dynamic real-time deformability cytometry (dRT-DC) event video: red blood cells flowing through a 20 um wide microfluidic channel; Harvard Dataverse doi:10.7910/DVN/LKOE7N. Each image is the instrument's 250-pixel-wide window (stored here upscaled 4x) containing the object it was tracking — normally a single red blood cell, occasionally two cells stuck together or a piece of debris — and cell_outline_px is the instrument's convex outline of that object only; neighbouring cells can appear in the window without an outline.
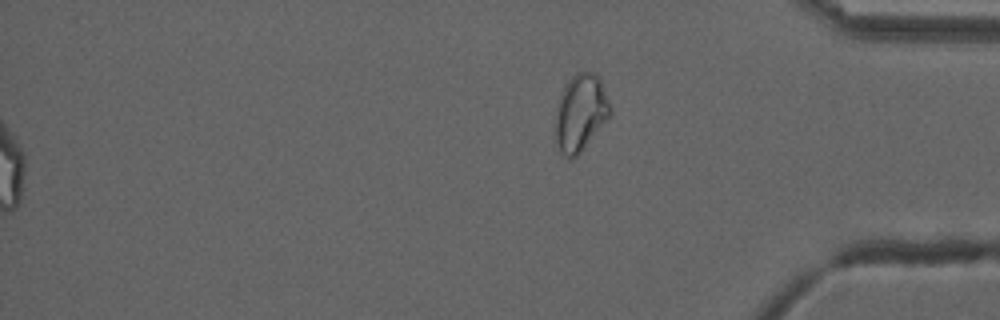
{"species": "common noctule bat (a hibernating species)", "species_latin": "Nyctalus noctula", "temperature_condition": "cold", "stored_images_in_passage": 56, "segment_of_instrument_passage": [2, 2], "camera_frame_rate_fps": 3000, "um_per_image_px": 0.085, "animal": {"sex": "male", "forearm_length_mm": 52.5}, "frame": {"image": 1, "passage_image": 56, "time_ms": 18.333, "image_size_px": [1000, 320], "cell_outline_px": [[612, 112], [608, 120], [580, 152], [572, 160], [568, 160], [560, 152], [556, 140], [556, 116], [560, 92], [564, 84], [572, 76], [580, 72], [596, 72], [600, 76], [612, 108]], "centroid_in_image_um": [49.37, 9.57], "position_along_channel_um": 385.8, "area_um2": 24.85}}